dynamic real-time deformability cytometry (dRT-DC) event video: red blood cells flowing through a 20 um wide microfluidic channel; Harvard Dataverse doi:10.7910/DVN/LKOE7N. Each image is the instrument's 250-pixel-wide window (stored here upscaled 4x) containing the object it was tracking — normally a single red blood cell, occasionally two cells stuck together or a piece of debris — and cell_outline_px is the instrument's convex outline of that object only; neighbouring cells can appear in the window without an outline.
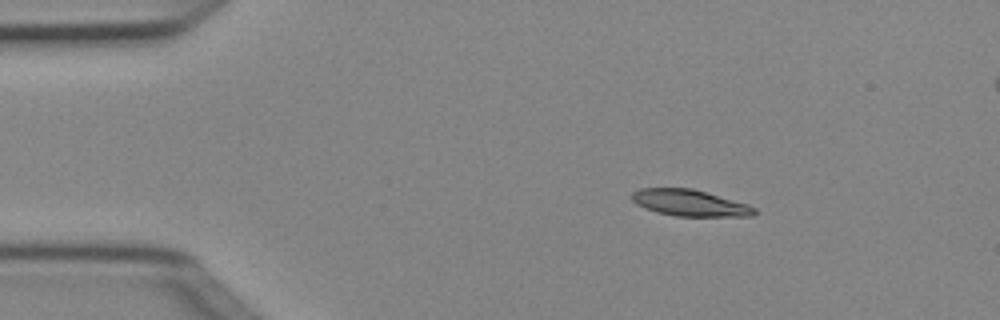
{"species": "Egyptian fruit bat (a non-hibernating species)", "species_latin": "Rousettus aegyptiacus", "temperature_condition": "cold", "stored_images_in_passage": 5, "camera_frame_rate_fps": 3000, "um_per_image_px": 0.085, "animal": {"sex": "female"}, "frame": {"image": 1, "passage_image": 1, "time_ms": 0.0, "image_size_px": [1000, 320], "cell_outline_px": [[756, 212], [752, 216], [676, 216], [656, 212], [644, 208], [636, 204], [632, 200], [632, 192], [640, 188], [692, 188], [748, 204], [756, 208]], "centroid_in_image_um": [58.61, 17.25], "position_along_channel_um": 26.4, "area_um2": 18.84}}
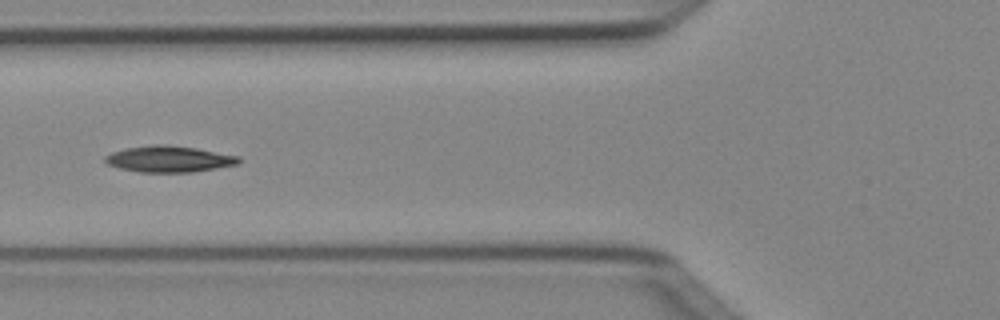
{"frame": {"image": 2, "passage_image": 4, "time_ms": 1.0, "image_size_px": [1000, 320], "cell_outline_px": [[240, 164], [192, 172], [140, 172], [120, 168], [108, 164], [104, 160], [104, 156], [112, 152], [124, 148], [156, 144], [168, 144], [196, 148], [240, 156]], "centroid_in_image_um": [14.38, 13.51], "position_along_channel_um": 111.4, "area_um2": 20.52}}
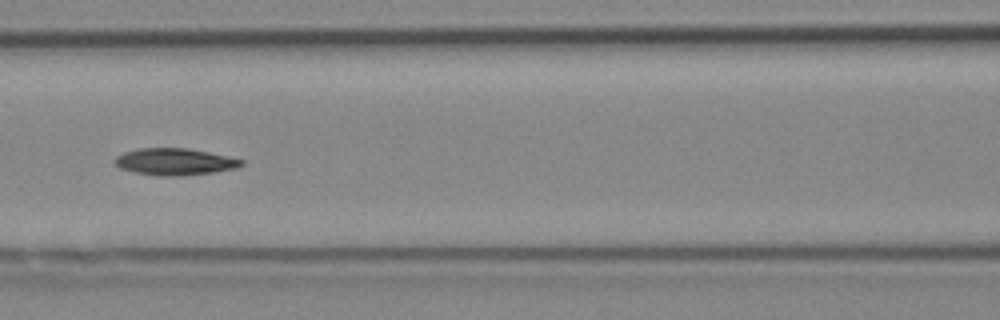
{"frame": {"image": 3, "passage_image": 5, "time_ms": 1.333, "image_size_px": [1000, 320], "cell_outline_px": [[244, 164], [236, 168], [212, 172], [180, 176], [160, 176], [136, 172], [120, 168], [112, 160], [116, 156], [124, 152], [140, 148], [188, 148], [208, 152], [244, 160]], "centroid_in_image_um": [14.83, 13.74], "position_along_channel_um": 151.8, "area_um2": 19.65}}